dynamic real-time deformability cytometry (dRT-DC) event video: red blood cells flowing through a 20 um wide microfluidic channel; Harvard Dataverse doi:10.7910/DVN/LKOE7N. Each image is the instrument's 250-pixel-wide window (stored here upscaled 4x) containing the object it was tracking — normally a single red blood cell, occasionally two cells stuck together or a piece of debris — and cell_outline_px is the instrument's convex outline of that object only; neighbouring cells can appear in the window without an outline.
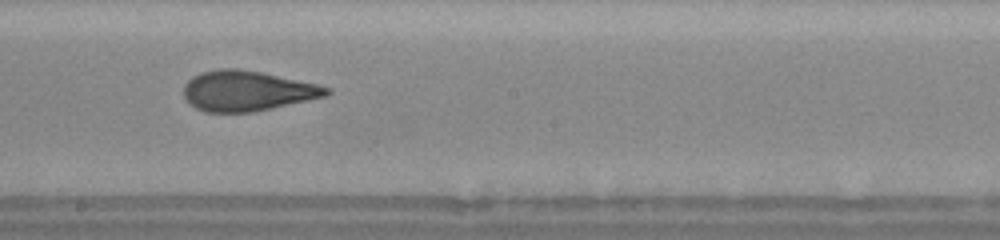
{"species": "human", "species_latin": "Homo sapiens", "temperature_condition": "cold", "stored_images_in_passage": 44, "camera_frame_rate_fps": 3000, "um_per_image_px": 0.085, "donor": {"sex": "female"}, "frame": {"image": 1, "passage_image": 17, "time_ms": 5.333, "image_size_px": [1000, 240], "cell_outline_px": [[332, 92], [324, 96], [252, 112], [204, 112], [196, 108], [184, 96], [184, 84], [192, 76], [200, 72], [220, 68], [236, 68], [260, 72], [316, 84], [332, 88]], "centroid_in_image_um": [20.96, 7.71], "position_along_channel_um": 227.2, "area_um2": 33.06}}
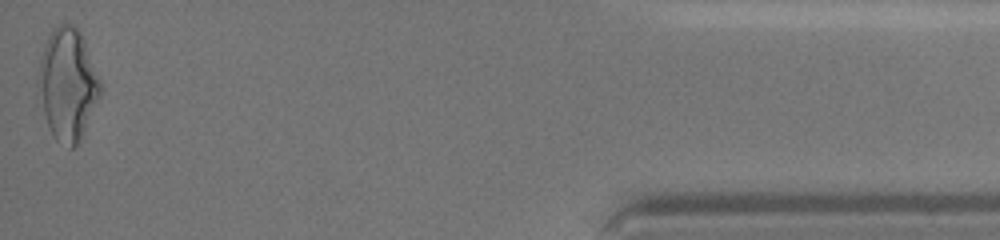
{"frame": {"image": 2, "passage_image": 43, "time_ms": 12.667, "image_size_px": [1000, 240], "cell_outline_px": [[100, 92], [80, 136], [76, 144], [72, 148], [68, 148], [56, 140], [52, 136], [44, 112], [36, 80], [40, 56], [44, 44], [52, 28], [60, 24], [72, 24], [80, 32], [84, 40], [100, 80]], "centroid_in_image_um": [5.69, 7.1], "position_along_channel_um": 429.5, "area_um2": 39.54}, "authors_computed_cell_mechanics": {"area_um2": 33.9864, "velocity_mm_per_s": 3.5758, "shape_relaxation_time_tau1_ms": 4.6208, "shape_relaxation_time_tau2_ms": 1.0782, "deformation_change_tau1": 0.1795, "deformation_change_tau2": 0.0878}}